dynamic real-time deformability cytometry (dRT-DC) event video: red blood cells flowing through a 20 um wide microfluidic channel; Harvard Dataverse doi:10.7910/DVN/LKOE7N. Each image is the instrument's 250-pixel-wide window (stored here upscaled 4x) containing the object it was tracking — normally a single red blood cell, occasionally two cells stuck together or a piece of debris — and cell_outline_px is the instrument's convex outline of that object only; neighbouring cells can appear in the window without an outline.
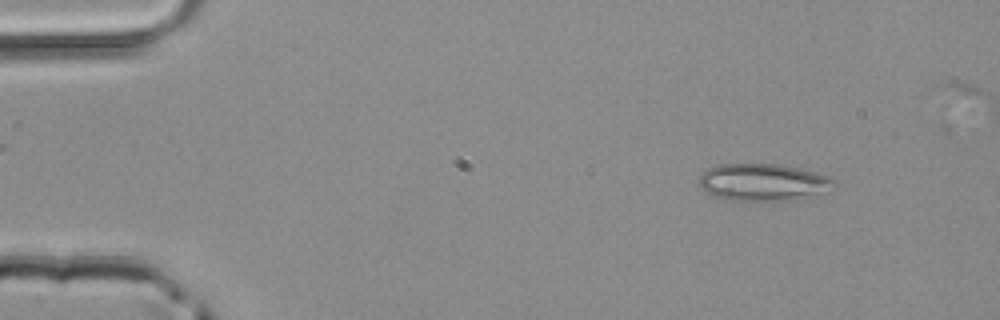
{"species": "common noctule bat (a hibernating species)", "species_latin": "Nyctalus noctula", "temperature_condition": "room temperature", "stored_images_in_passage": 46, "camera_frame_rate_fps": 3000, "um_per_image_px": 0.085, "animal": {"sex": "male", "body_mass_g": 20.4}, "frame": {"image": 1, "passage_image": 5, "time_ms": 1.333, "image_size_px": [1000, 320], "cell_outline_px": [[836, 180], [796, 200], [732, 200], [716, 196], [708, 192], [700, 184], [700, 172], [708, 168], [720, 164], [780, 164], [828, 176]], "centroid_in_image_um": [64.69, 15.46], "position_along_channel_um": 20.3, "area_um2": 27.8}}
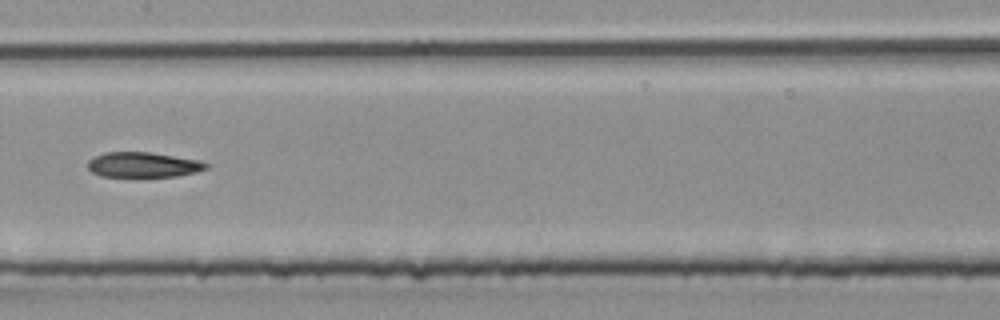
{"frame": {"image": 2, "passage_image": 24, "time_ms": 7.667, "image_size_px": [1000, 320], "cell_outline_px": [[208, 168], [196, 172], [176, 176], [100, 176], [92, 172], [88, 168], [88, 160], [104, 152], [148, 152], [200, 160], [208, 164]], "centroid_in_image_um": [12.17, 14.0], "position_along_channel_um": 195.2, "area_um2": 17.17}}
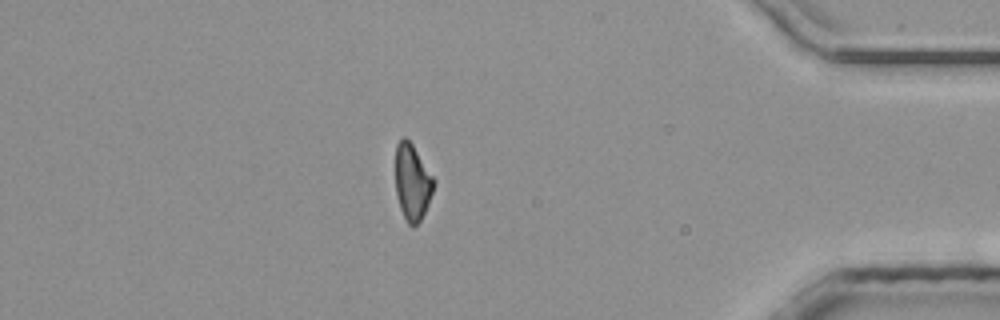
{"frame": {"image": 3, "passage_image": 41, "time_ms": 13.333, "image_size_px": [1000, 320], "cell_outline_px": [[436, 180], [428, 204], [420, 220], [412, 228], [408, 224], [400, 208], [396, 192], [396, 144], [404, 136], [412, 144]], "centroid_in_image_um": [35.05, 15.48], "position_along_channel_um": 400.2, "area_um2": 16.82}}